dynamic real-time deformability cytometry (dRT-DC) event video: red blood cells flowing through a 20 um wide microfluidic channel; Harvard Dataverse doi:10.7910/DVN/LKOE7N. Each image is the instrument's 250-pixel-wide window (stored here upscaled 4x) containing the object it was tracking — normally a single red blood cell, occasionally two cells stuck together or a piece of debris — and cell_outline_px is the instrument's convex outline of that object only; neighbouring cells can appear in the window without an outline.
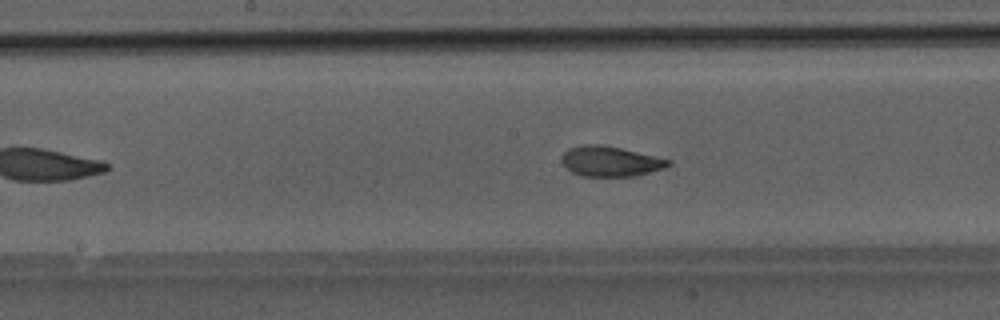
{"species": "Egyptian fruit bat (a non-hibernating species)", "species_latin": "Rousettus aegyptiacus", "temperature_condition": "room temperature", "stored_images_in_passage": 39, "camera_frame_rate_fps": 3000, "um_per_image_px": 0.085, "animal": {"sex": "male"}, "frame": {"image": 1, "passage_image": 16, "time_ms": 5.0, "image_size_px": [1000, 320], "cell_outline_px": [[672, 164], [664, 168], [632, 176], [584, 176], [572, 172], [560, 160], [560, 156], [568, 148], [584, 144], [600, 144], [620, 148], [656, 156], [672, 160]], "centroid_in_image_um": [51.86, 13.7], "position_along_channel_um": 196.3, "area_um2": 18.67}}
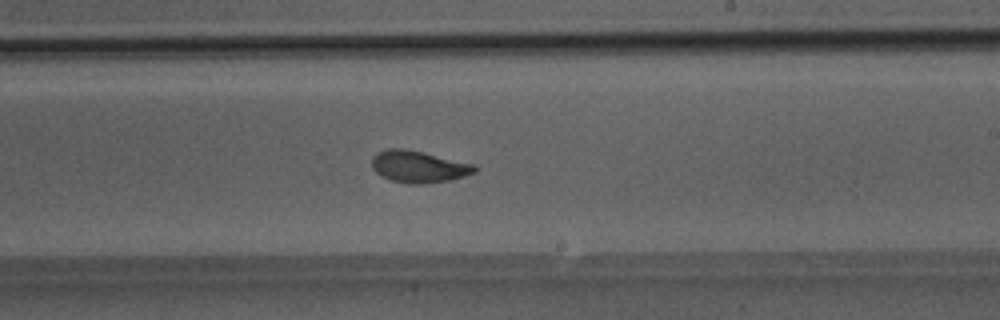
{"frame": {"image": 2, "passage_image": 20, "time_ms": 6.333, "image_size_px": [1000, 320], "cell_outline_px": [[476, 172], [464, 176], [448, 180], [424, 184], [408, 184], [392, 180], [380, 176], [372, 168], [372, 156], [376, 152], [388, 148], [404, 148], [424, 152], [476, 164]], "centroid_in_image_um": [35.57, 14.15], "position_along_channel_um": 253.4, "area_um2": 19.31}}
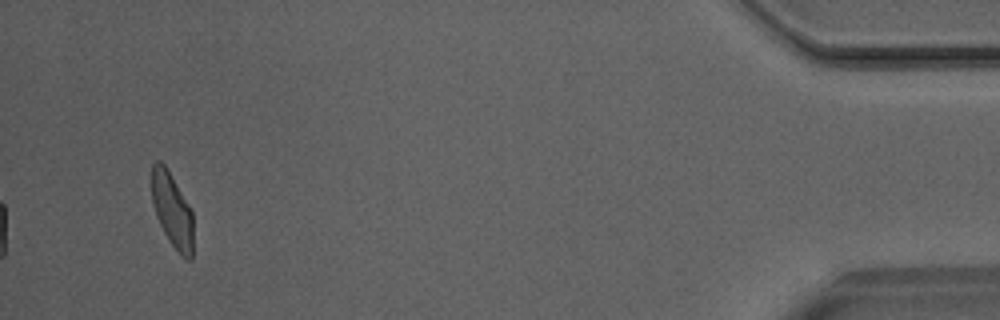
{"frame": {"image": 3, "passage_image": 37, "time_ms": 12.0, "image_size_px": [1000, 320], "cell_outline_px": [[192, 260], [188, 260], [180, 256], [164, 232], [156, 216], [152, 204], [152, 164], [156, 160], [160, 160], [164, 164], [188, 204], [192, 212]], "centroid_in_image_um": [14.62, 17.88], "position_along_channel_um": 420.6, "area_um2": 17.74}}